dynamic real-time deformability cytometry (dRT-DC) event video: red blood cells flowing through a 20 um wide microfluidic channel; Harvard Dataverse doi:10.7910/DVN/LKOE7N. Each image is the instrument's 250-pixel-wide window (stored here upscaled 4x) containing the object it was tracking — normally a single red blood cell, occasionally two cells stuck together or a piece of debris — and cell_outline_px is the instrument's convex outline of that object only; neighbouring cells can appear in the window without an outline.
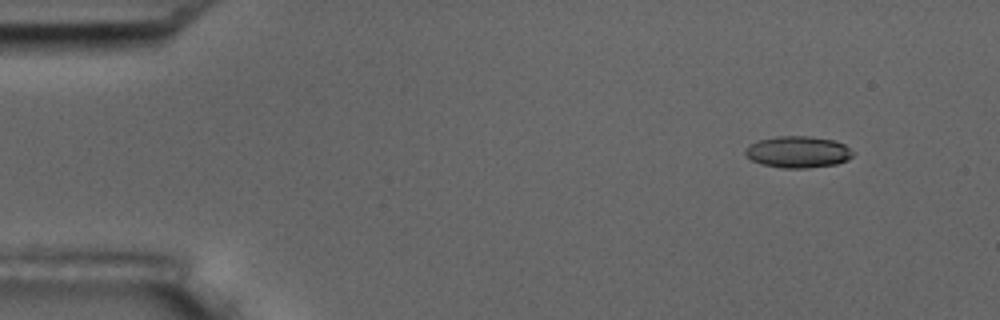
{"species": "common noctule bat (a hibernating species)", "species_latin": "Nyctalus noctula", "temperature_condition": "room temperature", "stored_images_in_passage": 52, "camera_frame_rate_fps": 3000, "um_per_image_px": 0.085, "animal": {"sex": "male", "body_mass_g": 17.5, "forearm_length_mm": 52.3}, "frame": {"image": 1, "passage_image": 1, "time_ms": 0.0, "image_size_px": [1000, 320], "cell_outline_px": [[852, 156], [848, 160], [836, 164], [804, 168], [784, 168], [760, 164], [752, 160], [744, 152], [744, 148], [748, 144], [760, 140], [776, 136], [812, 136], [832, 140], [844, 144], [852, 152]], "centroid_in_image_um": [67.79, 12.91], "position_along_channel_um": 17.2, "area_um2": 19.77}}
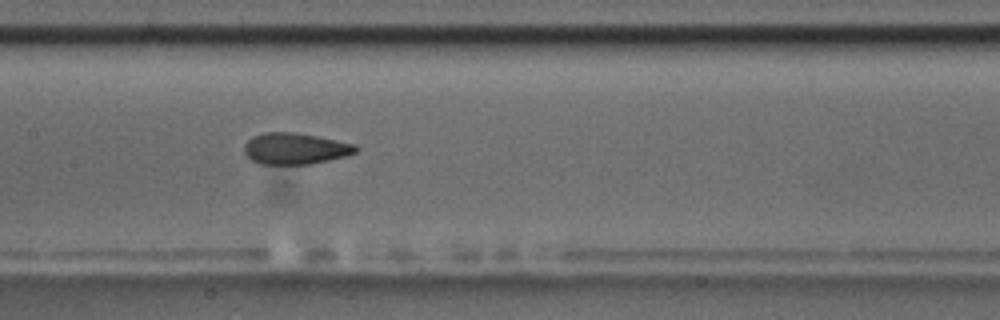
{"frame": {"image": 2, "passage_image": 23, "time_ms": 7.333, "image_size_px": [1000, 320], "cell_outline_px": [[360, 148], [356, 152], [348, 156], [312, 164], [260, 164], [252, 160], [244, 152], [244, 144], [252, 136], [264, 132], [292, 132], [316, 136], [356, 144]], "centroid_in_image_um": [25.11, 12.63], "position_along_channel_um": 182.3, "area_um2": 20.52}}
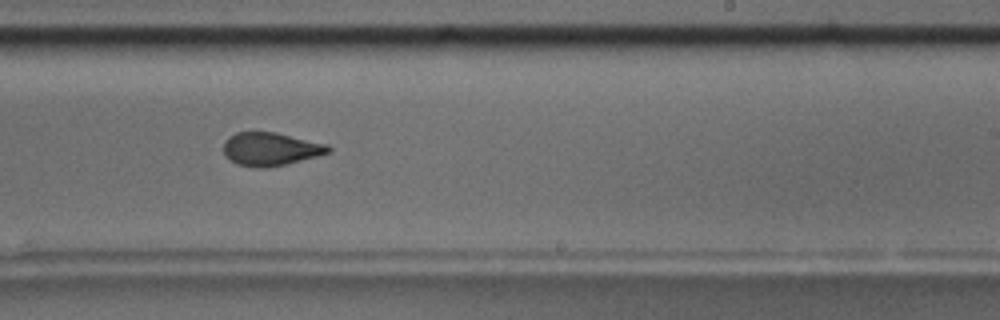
{"frame": {"image": 3, "passage_image": 30, "time_ms": 9.667, "image_size_px": [1000, 320], "cell_outline_px": [[332, 148], [328, 152], [316, 156], [284, 164], [264, 168], [256, 168], [236, 164], [224, 156], [224, 140], [228, 136], [236, 132], [276, 132], [328, 144]], "centroid_in_image_um": [22.95, 12.66], "position_along_channel_um": 266.0, "area_um2": 20.29}, "authors_computed_cell_mechanics": {"area_um2": 20.7791, "velocity_mm_per_s": 3.6024, "shape_relaxation_time_tau1_ms": 6.2462, "shape_relaxation_time_tau2_ms": 1.9262, "deformation_change_tau1": 0.1532, "deformation_change_tau2": 0.0872}}